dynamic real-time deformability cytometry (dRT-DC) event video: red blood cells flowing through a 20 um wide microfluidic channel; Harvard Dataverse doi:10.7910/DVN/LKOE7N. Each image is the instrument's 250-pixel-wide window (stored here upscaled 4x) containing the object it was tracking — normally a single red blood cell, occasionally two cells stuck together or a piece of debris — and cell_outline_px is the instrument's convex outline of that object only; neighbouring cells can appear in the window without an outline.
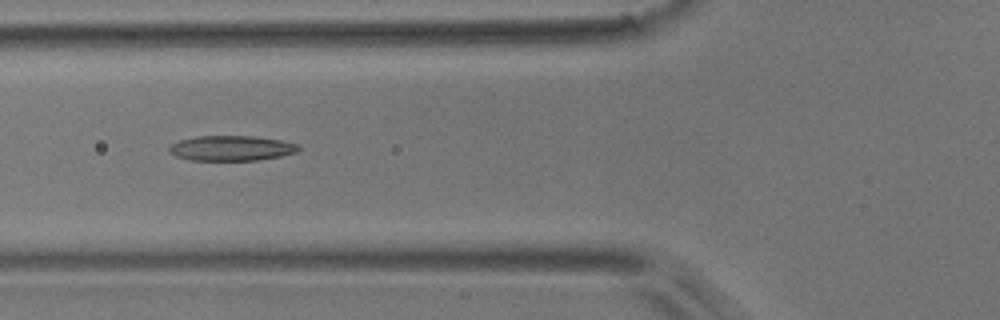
{"species": "common noctule bat (a hibernating species)", "species_latin": "Nyctalus noctula", "temperature_condition": "room temperature", "stored_images_in_passage": 6, "camera_frame_rate_fps": 3000, "um_per_image_px": 0.085, "animal": {"sex": "male", "body_mass_g": 17.9}, "frame": {"image": 1, "passage_image": 6, "time_ms": 6.0, "image_size_px": [1000, 320], "cell_outline_px": [[300, 148], [296, 152], [280, 156], [256, 160], [192, 160], [176, 156], [168, 152], [168, 148], [172, 144], [180, 140], [196, 136], [252, 136], [280, 140], [300, 144]], "centroid_in_image_um": [19.66, 12.59], "position_along_channel_um": 106.1, "area_um2": 18.84}}